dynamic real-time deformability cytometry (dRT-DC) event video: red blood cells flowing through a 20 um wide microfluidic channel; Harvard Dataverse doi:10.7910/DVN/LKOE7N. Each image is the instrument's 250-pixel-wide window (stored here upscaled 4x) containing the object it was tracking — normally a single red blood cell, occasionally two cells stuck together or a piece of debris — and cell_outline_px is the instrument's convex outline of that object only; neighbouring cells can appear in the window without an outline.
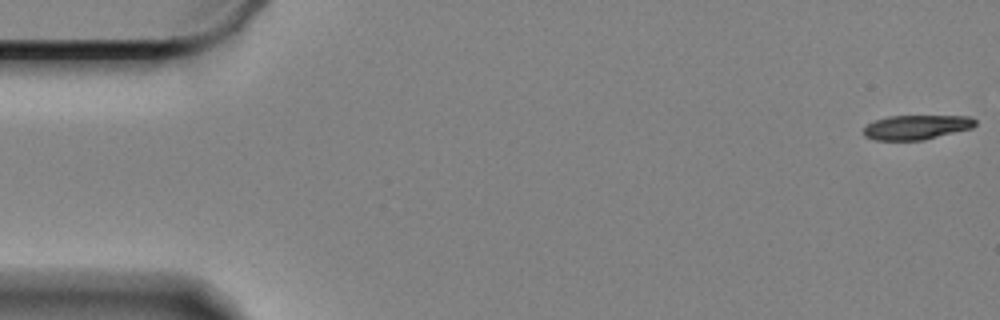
{"species": "Egyptian fruit bat (a non-hibernating species)", "species_latin": "Rousettus aegyptiacus", "temperature_condition": "cold", "stored_images_in_passage": 57, "camera_frame_rate_fps": 3000, "um_per_image_px": 0.085, "animal": {"sex": "female"}, "frame": {"image": 1, "passage_image": 1, "time_ms": 0.0, "image_size_px": [1000, 320], "cell_outline_px": [[976, 124], [972, 128], [924, 140], [876, 140], [864, 136], [864, 128], [868, 124], [876, 120], [888, 116], [972, 116], [976, 120]], "centroid_in_image_um": [77.92, 10.81], "position_along_channel_um": 7.1, "area_um2": 15.9}}
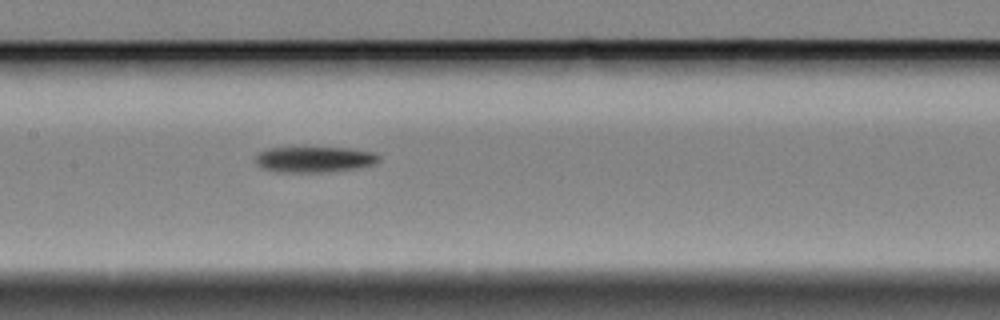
{"frame": {"image": 2, "passage_image": 28, "time_ms": 9.0, "image_size_px": [1000, 320], "cell_outline_px": [[380, 160], [376, 164], [356, 168], [328, 172], [276, 172], [260, 168], [256, 164], [256, 156], [260, 152], [268, 148], [348, 148], [376, 152], [380, 156]], "centroid_in_image_um": [26.75, 13.56], "position_along_channel_um": 180.7, "area_um2": 18.67}}
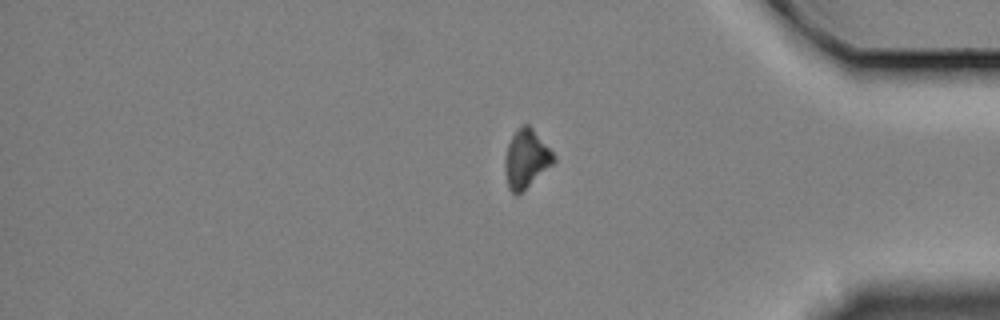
{"frame": {"image": 3, "passage_image": 49, "time_ms": 16.0, "image_size_px": [1000, 320], "cell_outline_px": [[556, 160], [552, 164], [516, 196], [508, 188], [504, 168], [504, 160], [508, 144], [512, 136], [524, 124], [528, 124], [532, 128], [556, 156]], "centroid_in_image_um": [44.71, 13.51], "position_along_channel_um": 390.5, "area_um2": 16.18}, "authors_computed_cell_mechanics": {"area_um2": 17.9758, "velocity_mm_per_s": 3.3381, "shape_relaxation_time_tau1_ms": 5.7079, "shape_relaxation_time_tau2_ms": null, "deformation_change_tau1": 0.1224, "deformation_change_tau2": null}}